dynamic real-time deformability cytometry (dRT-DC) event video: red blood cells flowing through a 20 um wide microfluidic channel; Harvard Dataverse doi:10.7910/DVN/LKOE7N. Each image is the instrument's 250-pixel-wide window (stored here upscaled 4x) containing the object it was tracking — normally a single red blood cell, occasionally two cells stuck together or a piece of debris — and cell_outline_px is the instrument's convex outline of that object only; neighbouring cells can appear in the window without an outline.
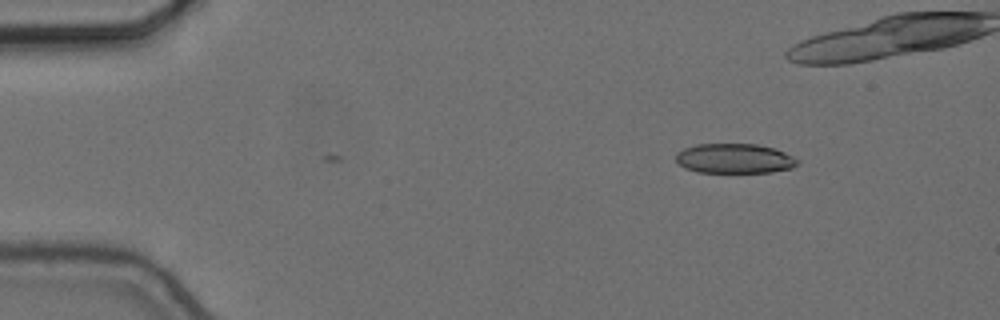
{"species": "common noctule bat (a hibernating species)", "species_latin": "Nyctalus noctula", "temperature_condition": "cold", "stored_images_in_passage": 2, "camera_frame_rate_fps": 3000, "um_per_image_px": 0.085, "animal": {"sex": "female", "body_mass_g": 24.6, "forearm_length_mm": 56.2}, "frame": {"image": 1, "passage_image": 2, "time_ms": 0.333, "image_size_px": [1000, 320], "cell_outline_px": [[800, 160], [792, 168], [772, 172], [700, 172], [684, 168], [676, 160], [676, 152], [684, 148], [696, 144], [756, 144], [776, 148]], "centroid_in_image_um": [62.43, 13.46], "position_along_channel_um": 22.6, "area_um2": 21.1}}